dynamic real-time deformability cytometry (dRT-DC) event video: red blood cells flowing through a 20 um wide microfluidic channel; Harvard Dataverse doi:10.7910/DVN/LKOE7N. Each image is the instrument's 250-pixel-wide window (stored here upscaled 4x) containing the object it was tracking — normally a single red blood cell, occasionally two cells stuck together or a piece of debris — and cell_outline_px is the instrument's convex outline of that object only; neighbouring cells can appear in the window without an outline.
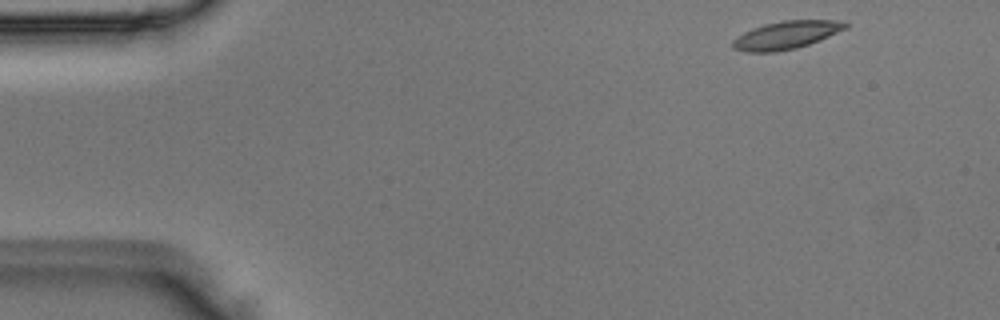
{"species": "Egyptian fruit bat (a non-hibernating species)", "species_latin": "Rousettus aegyptiacus", "temperature_condition": "room temperature", "stored_images_in_passage": 46, "camera_frame_rate_fps": 3000, "um_per_image_px": 0.085, "animal": {"sex": "male"}, "frame": {"image": 1, "passage_image": 1, "time_ms": 0.0, "image_size_px": [1000, 320], "cell_outline_px": [[848, 28], [820, 40], [796, 48], [776, 52], [744, 52], [732, 48], [732, 40], [744, 32], [752, 28], [764, 24], [780, 20], [836, 20], [848, 24]], "centroid_in_image_um": [66.81, 2.98], "position_along_channel_um": 18.2, "area_um2": 18.44}}
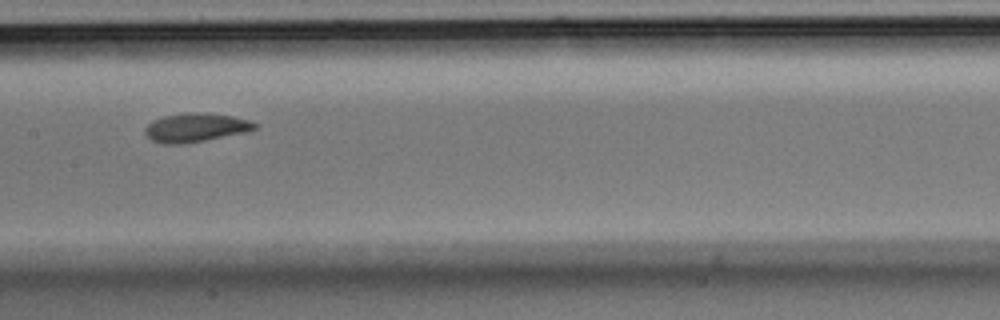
{"frame": {"image": 2, "passage_image": 21, "time_ms": 6.667, "image_size_px": [1000, 320], "cell_outline_px": [[256, 128], [248, 132], [204, 140], [180, 144], [164, 144], [152, 140], [144, 132], [144, 128], [152, 120], [164, 116], [188, 112], [196, 112], [232, 116], [248, 120], [256, 124]], "centroid_in_image_um": [16.6, 10.84], "position_along_channel_um": 190.8, "area_um2": 18.21}}
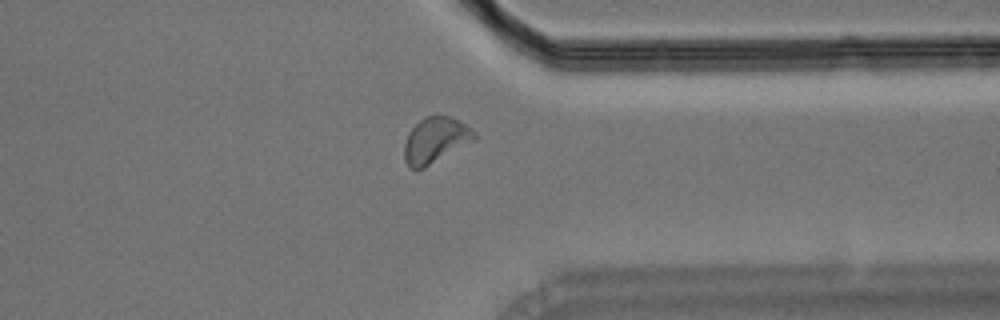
{"frame": {"image": 3, "passage_image": 35, "time_ms": 11.333, "image_size_px": [1000, 320], "cell_outline_px": [[476, 140], [424, 168], [412, 168], [404, 160], [404, 144], [408, 132], [424, 116], [452, 116], [460, 120], [472, 128], [476, 132]], "centroid_in_image_um": [37.04, 11.89], "position_along_channel_um": 374.4, "area_um2": 18.79}}